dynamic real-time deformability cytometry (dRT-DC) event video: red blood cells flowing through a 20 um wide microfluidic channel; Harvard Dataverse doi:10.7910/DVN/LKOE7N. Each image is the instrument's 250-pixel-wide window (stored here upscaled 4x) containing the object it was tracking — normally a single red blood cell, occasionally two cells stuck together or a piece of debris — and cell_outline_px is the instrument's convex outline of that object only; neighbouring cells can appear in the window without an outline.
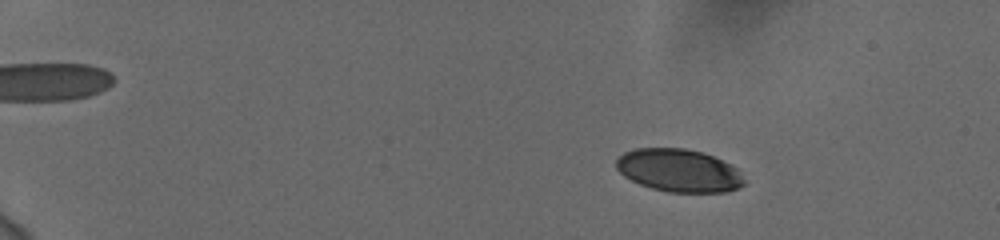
{"species": "human", "species_latin": "Homo sapiens", "temperature_condition": "cold", "stored_images_in_passage": 55, "camera_frame_rate_fps": 3000, "um_per_image_px": 0.085, "donor": {"sex": "female"}, "frame": {"image": 1, "passage_image": 7, "time_ms": 2.0, "image_size_px": [1000, 240], "cell_outline_px": [[744, 184], [740, 188], [728, 192], [668, 192], [652, 188], [640, 184], [624, 176], [616, 168], [616, 160], [624, 152], [636, 148], [684, 148], [704, 152], [736, 168], [740, 172], [744, 180]], "centroid_in_image_um": [57.7, 14.49], "position_along_channel_um": 27.3, "area_um2": 31.91}}
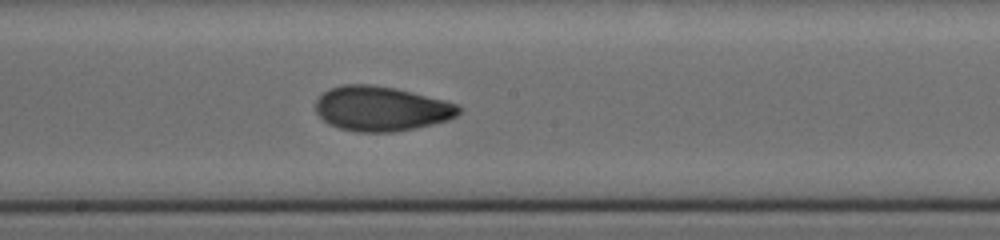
{"frame": {"image": 2, "passage_image": 32, "time_ms": 10.333, "image_size_px": [1000, 240], "cell_outline_px": [[460, 112], [456, 116], [448, 120], [416, 128], [392, 132], [356, 132], [340, 128], [328, 124], [316, 112], [316, 100], [328, 88], [344, 84], [372, 84], [396, 88], [444, 100], [456, 104], [460, 108]], "centroid_in_image_um": [32.39, 9.23], "position_along_channel_um": 215.8, "area_um2": 37.34}}
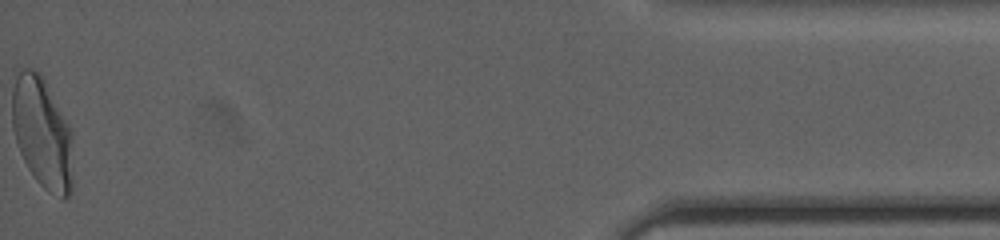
{"frame": {"image": 3, "passage_image": 55, "time_ms": 18.0, "image_size_px": [1000, 240], "cell_outline_px": [[72, 192], [64, 200], [48, 192], [36, 180], [28, 168], [20, 152], [12, 128], [12, 88], [16, 68], [32, 68], [40, 72], [44, 76], [72, 128]], "centroid_in_image_um": [3.6, 11.24], "position_along_channel_um": 431.6, "area_um2": 40.58}, "authors_computed_cell_mechanics": {"area_um2": 36.0672, "velocity_mm_per_s": 3.7514, "shape_relaxation_time_tau1_ms": 7.6115, "shape_relaxation_time_tau2_ms": 1.5455, "deformation_change_tau1": 0.2092, "deformation_change_tau2": 0.0594}}